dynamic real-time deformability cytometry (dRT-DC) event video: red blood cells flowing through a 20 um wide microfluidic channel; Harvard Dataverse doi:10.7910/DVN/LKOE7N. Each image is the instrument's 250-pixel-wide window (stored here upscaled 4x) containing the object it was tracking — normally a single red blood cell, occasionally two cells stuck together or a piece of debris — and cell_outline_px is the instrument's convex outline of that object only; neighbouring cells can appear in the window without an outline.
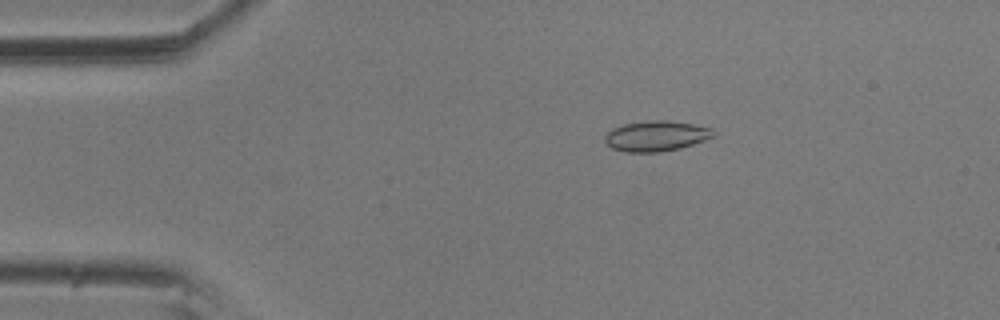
{"species": "common noctule bat (a hibernating species)", "species_latin": "Nyctalus noctula", "temperature_condition": "room temperature", "stored_images_in_passage": 5, "camera_frame_rate_fps": 3000, "um_per_image_px": 0.085, "animal": {"sex": "male", "body_mass_g": 20.5, "forearm_length_mm": 52.5}, "frame": {"image": 1, "passage_image": 3, "time_ms": 0.667, "image_size_px": [1000, 320], "cell_outline_px": [[716, 136], [680, 148], [660, 152], [624, 152], [612, 148], [604, 140], [604, 136], [612, 128], [624, 124], [648, 120], [668, 120], [692, 124], [712, 128], [716, 132]], "centroid_in_image_um": [55.78, 11.55], "position_along_channel_um": 29.2, "area_um2": 19.31}}